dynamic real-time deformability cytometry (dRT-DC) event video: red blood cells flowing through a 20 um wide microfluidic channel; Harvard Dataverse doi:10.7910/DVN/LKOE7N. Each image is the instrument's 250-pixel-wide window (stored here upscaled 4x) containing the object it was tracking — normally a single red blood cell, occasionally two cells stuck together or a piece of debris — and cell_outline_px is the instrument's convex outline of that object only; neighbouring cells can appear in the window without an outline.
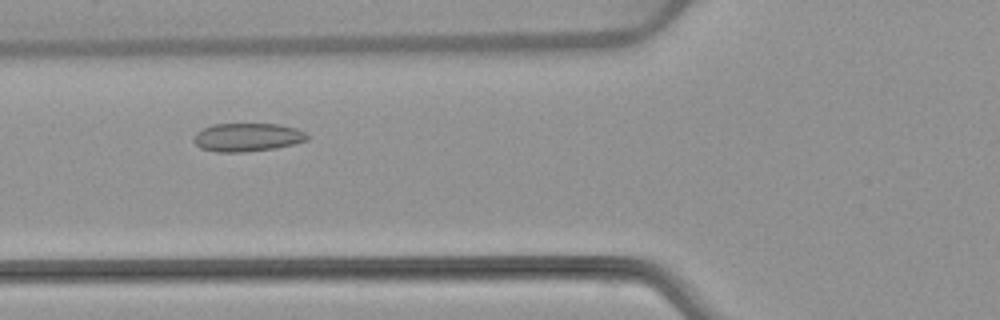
{"species": "common noctule bat (a hibernating species)", "species_latin": "Nyctalus noctula", "temperature_condition": "warm", "stored_images_in_passage": 48, "camera_frame_rate_fps": 3000, "um_per_image_px": 0.085, "animal": {"sex": "female", "body_mass_g": 22.7, "forearm_length_mm": 54.2}, "frame": {"image": 1, "passage_image": 15, "time_ms": 4.667, "image_size_px": [1000, 320], "cell_outline_px": [[308, 140], [292, 144], [272, 148], [244, 152], [216, 152], [200, 148], [192, 140], [192, 136], [196, 132], [212, 124], [276, 124], [296, 128], [304, 132], [308, 136]], "centroid_in_image_um": [20.96, 11.66], "position_along_channel_um": 104.8, "area_um2": 18.67}}
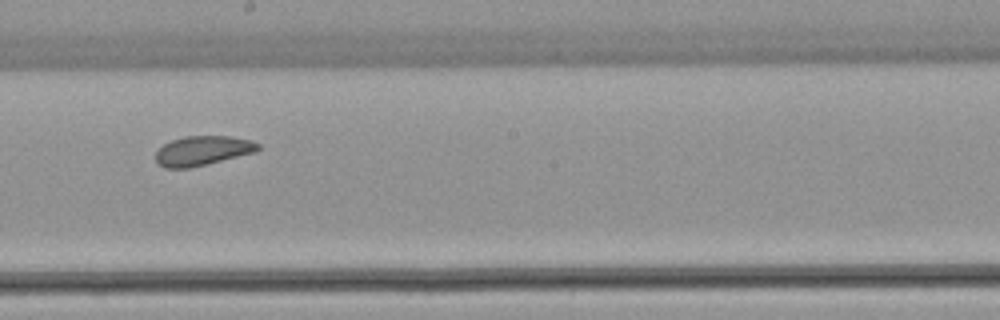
{"frame": {"image": 2, "passage_image": 25, "time_ms": 8.0, "image_size_px": [1000, 320], "cell_outline_px": [[260, 148], [256, 152], [188, 168], [164, 168], [156, 164], [156, 152], [164, 144], [172, 140], [184, 136], [232, 136], [252, 140], [260, 144]], "centroid_in_image_um": [17.23, 12.8], "position_along_channel_um": 231.0, "area_um2": 17.63}}
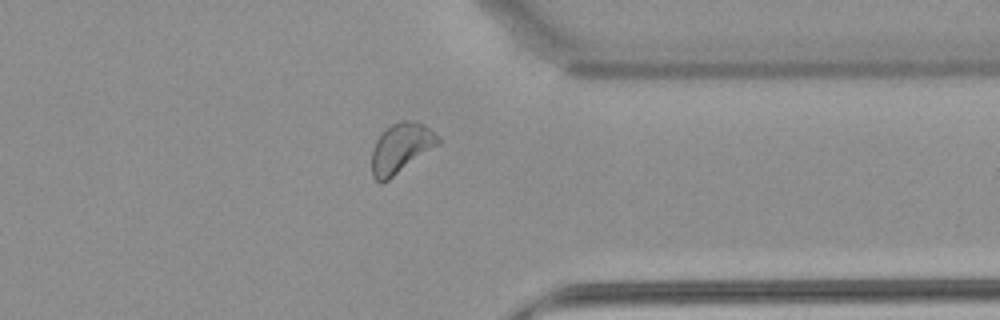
{"frame": {"image": 3, "passage_image": 37, "time_ms": 12.0, "image_size_px": [1000, 320], "cell_outline_px": [[440, 144], [388, 180], [380, 184], [372, 176], [372, 148], [376, 140], [392, 124], [400, 120], [412, 120], [424, 124], [440, 136]], "centroid_in_image_um": [34.1, 12.59], "position_along_channel_um": 377.3, "area_um2": 19.31}, "authors_computed_cell_mechanics": {"area_um2": 19.0162, "velocity_mm_per_s": 3.7892, "shape_relaxation_time_tau1_ms": null, "shape_relaxation_time_tau2_ms": 3.1457, "deformation_change_tau1": null, "deformation_change_tau2": 0.0682}}